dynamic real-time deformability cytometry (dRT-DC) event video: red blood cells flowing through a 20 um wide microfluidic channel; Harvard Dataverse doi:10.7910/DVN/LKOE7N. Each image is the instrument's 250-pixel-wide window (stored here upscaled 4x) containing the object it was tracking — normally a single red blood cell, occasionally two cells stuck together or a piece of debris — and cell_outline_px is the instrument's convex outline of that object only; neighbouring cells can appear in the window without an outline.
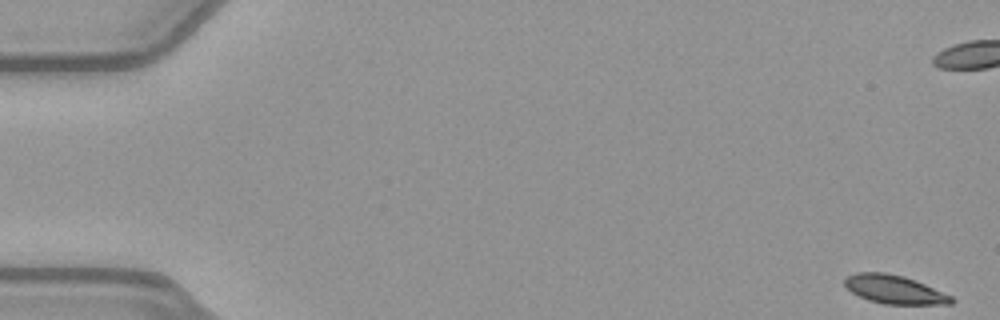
{"species": "common noctule bat (a hibernating species)", "species_latin": "Nyctalus noctula", "temperature_condition": "warm", "stored_images_in_passage": 53, "camera_frame_rate_fps": 3000, "um_per_image_px": 0.085, "animal": {"sex": "female", "body_mass_g": 21.9}, "frame": {"image": 1, "passage_image": 1, "time_ms": 0.0, "image_size_px": [1000, 320], "cell_outline_px": [[956, 300], [952, 304], [884, 304], [868, 300], [852, 292], [844, 284], [844, 276], [856, 272], [884, 272], [904, 276], [916, 280], [952, 296]], "centroid_in_image_um": [76.02, 24.59], "position_along_channel_um": 9.0, "area_um2": 17.86}}
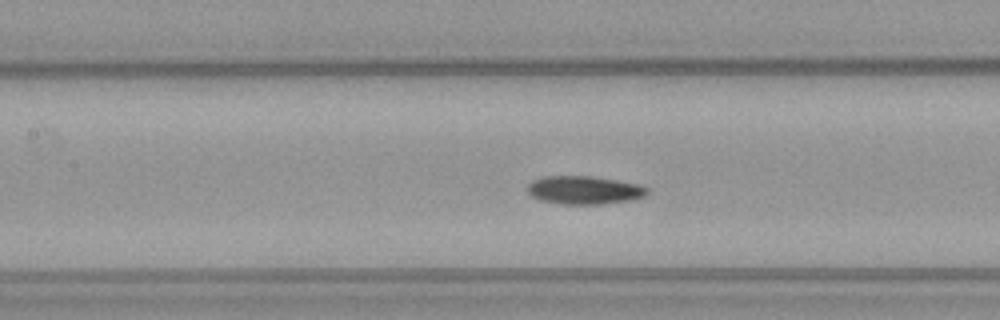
{"frame": {"image": 2, "passage_image": 24, "time_ms": 7.667, "image_size_px": [1000, 320], "cell_outline_px": [[648, 192], [644, 196], [628, 200], [600, 204], [560, 204], [540, 200], [532, 196], [528, 192], [528, 184], [532, 180], [544, 176], [592, 176], [616, 180], [636, 184], [648, 188]], "centroid_in_image_um": [49.61, 16.15], "position_along_channel_um": 157.8, "area_um2": 19.54}}
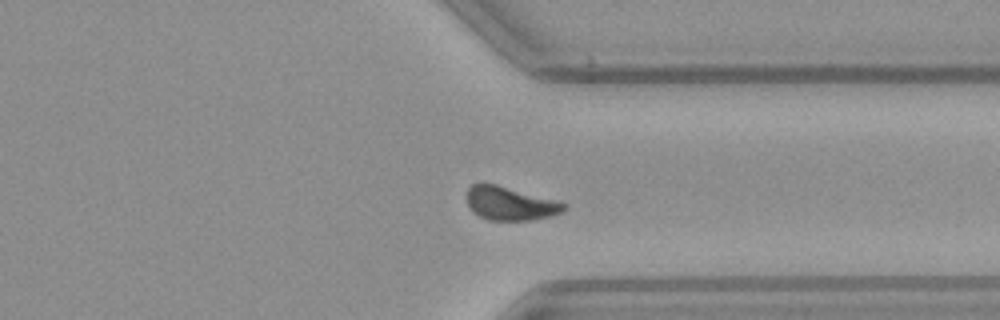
{"frame": {"image": 3, "passage_image": 40, "time_ms": 13.0, "image_size_px": [1000, 320], "cell_outline_px": [[568, 208], [564, 212], [532, 220], [488, 220], [472, 212], [468, 204], [468, 188], [472, 184], [496, 184], [560, 200], [568, 204]], "centroid_in_image_um": [43.44, 17.29], "position_along_channel_um": 368.0, "area_um2": 19.19}, "authors_computed_cell_mechanics": {"area_um2": 18.9584, "velocity_mm_per_s": 3.9577, "shape_relaxation_time_tau1_ms": 2.3444, "shape_relaxation_time_tau2_ms": 2.8931, "deformation_change_tau1": 0.1103, "deformation_change_tau2": 0.0827}}